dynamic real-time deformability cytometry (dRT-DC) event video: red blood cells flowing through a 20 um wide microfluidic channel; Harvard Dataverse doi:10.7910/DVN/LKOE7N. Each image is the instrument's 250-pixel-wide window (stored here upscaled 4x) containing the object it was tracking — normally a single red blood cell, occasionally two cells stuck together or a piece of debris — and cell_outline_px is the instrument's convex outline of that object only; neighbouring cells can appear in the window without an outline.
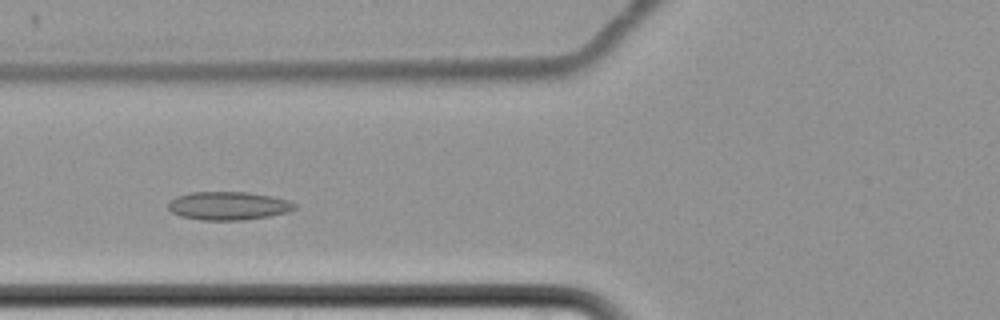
{"species": "common noctule bat (a hibernating species)", "species_latin": "Nyctalus noctula", "temperature_condition": "cold", "stored_images_in_passage": 7, "camera_frame_rate_fps": 3000, "um_per_image_px": 0.085, "animal": {"sex": "female", "body_mass_g": 22.7, "forearm_length_mm": 54.2}, "frame": {"image": 1, "passage_image": 6, "time_ms": 6.0, "image_size_px": [1000, 320], "cell_outline_px": [[296, 208], [288, 212], [268, 216], [240, 220], [200, 220], [180, 216], [172, 212], [168, 208], [168, 204], [176, 196], [192, 192], [248, 192], [272, 196], [288, 200], [296, 204]], "centroid_in_image_um": [19.41, 17.49], "position_along_channel_um": 106.4, "area_um2": 20.81}}
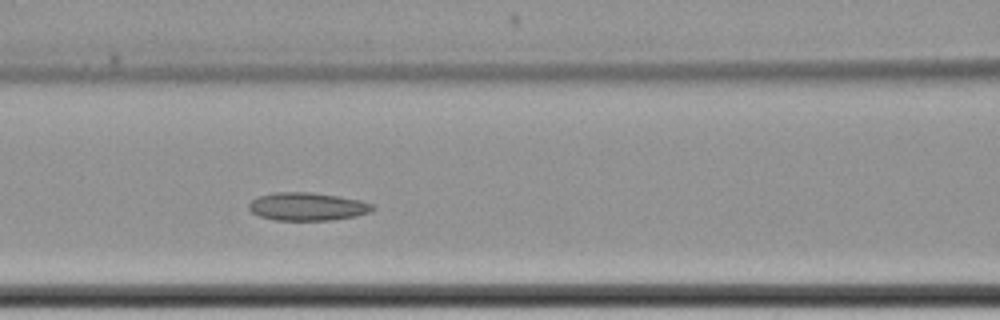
{"frame": {"image": 2, "passage_image": 7, "time_ms": 7.0, "image_size_px": [1000, 320], "cell_outline_px": [[376, 208], [372, 212], [356, 216], [332, 220], [276, 220], [260, 216], [252, 212], [248, 208], [248, 204], [252, 200], [260, 196], [272, 192], [308, 192], [336, 196], [360, 200], [372, 204]], "centroid_in_image_um": [26.14, 17.56], "position_along_channel_um": 140.5, "area_um2": 20.17}}